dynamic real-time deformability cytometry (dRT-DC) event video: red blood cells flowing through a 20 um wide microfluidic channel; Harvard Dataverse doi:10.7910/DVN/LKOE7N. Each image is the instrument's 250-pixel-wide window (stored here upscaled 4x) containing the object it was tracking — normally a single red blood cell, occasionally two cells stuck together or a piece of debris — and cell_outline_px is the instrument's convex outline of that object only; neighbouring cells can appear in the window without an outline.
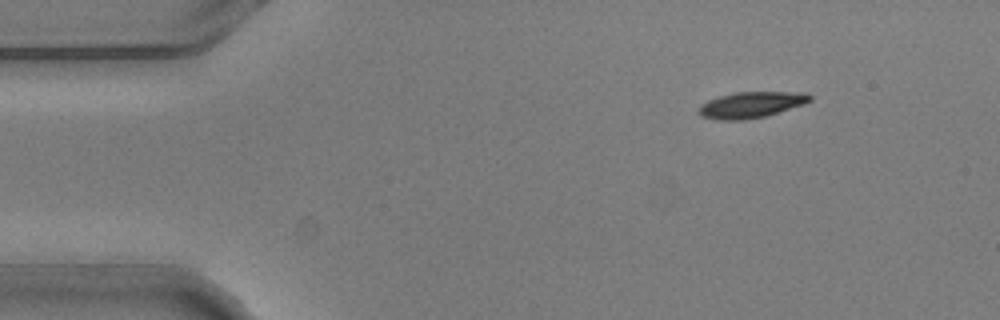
{"species": "common noctule bat (a hibernating species)", "species_latin": "Nyctalus noctula", "temperature_condition": "warm", "stored_images_in_passage": 6, "camera_frame_rate_fps": 3000, "um_per_image_px": 0.085, "animal": {"sex": "male", "body_mass_g": 20.5, "forearm_length_mm": 52.5}, "frame": {"image": 1, "passage_image": 1, "time_ms": 0.0, "image_size_px": [1000, 320], "cell_outline_px": [[812, 100], [804, 104], [764, 116], [744, 120], [716, 120], [700, 116], [700, 104], [708, 100], [720, 96], [736, 92], [804, 92], [812, 96]], "centroid_in_image_um": [63.84, 8.9], "position_along_channel_um": 21.2, "area_um2": 16.76}}
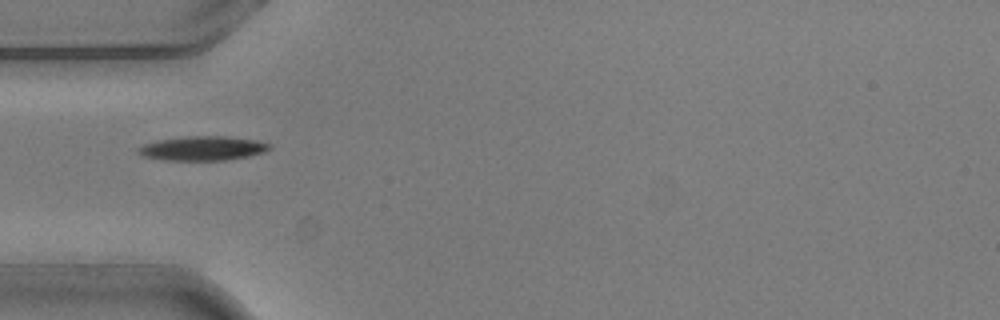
{"frame": {"image": 2, "passage_image": 4, "time_ms": 1.0, "image_size_px": [1000, 320], "cell_outline_px": [[272, 148], [264, 152], [248, 156], [228, 160], [164, 160], [140, 156], [136, 152], [136, 148], [144, 144], [156, 140], [184, 136], [228, 136], [256, 140], [272, 144]], "centroid_in_image_um": [17.2, 12.6], "position_along_channel_um": 67.8, "area_um2": 18.9}}
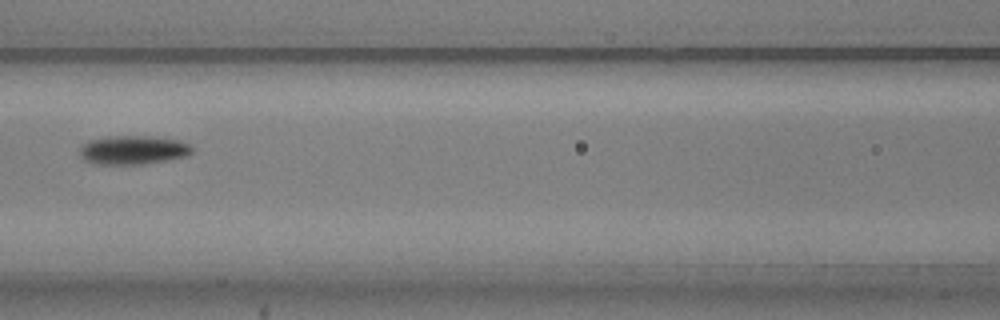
{"frame": {"image": 3, "passage_image": 6, "time_ms": 1.667, "image_size_px": [1000, 320], "cell_outline_px": [[192, 152], [188, 156], [168, 160], [144, 164], [96, 164], [84, 160], [80, 156], [80, 148], [88, 140], [112, 136], [148, 136], [180, 140], [188, 144], [192, 148]], "centroid_in_image_um": [11.32, 12.75], "position_along_channel_um": 155.3, "area_um2": 18.9}}